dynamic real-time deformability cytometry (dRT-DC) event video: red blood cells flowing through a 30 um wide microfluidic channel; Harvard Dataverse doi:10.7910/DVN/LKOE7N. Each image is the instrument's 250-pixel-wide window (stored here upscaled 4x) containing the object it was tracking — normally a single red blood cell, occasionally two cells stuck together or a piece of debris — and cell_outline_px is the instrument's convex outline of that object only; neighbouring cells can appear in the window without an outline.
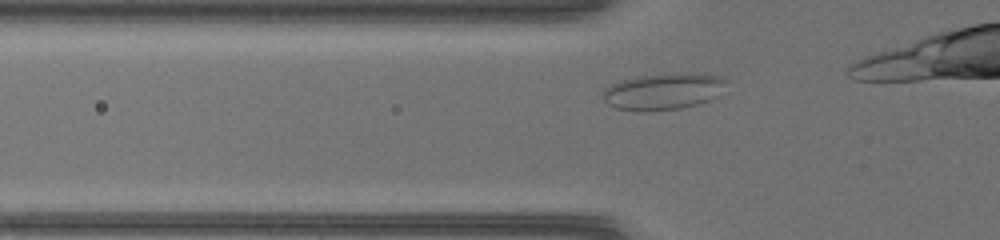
{"species": "common noctule bat (a hibernating species)", "species_latin": "Nyctalus noctula", "temperature_condition": "warm", "stored_images_in_passage": 8, "camera_frame_rate_fps": 3000, "um_per_image_px": 0.085, "animal": {"sex": "female", "body_mass_g": 17.0, "forearm_length_mm": 48.0}, "frame": {"image": 1, "passage_image": 3, "time_ms": 0.667, "image_size_px": [1000, 240], "cell_outline_px": [[724, 80], [716, 96], [708, 100], [696, 104], [680, 108], [652, 112], [636, 112], [616, 108], [608, 104], [604, 100], [604, 88], [620, 80], [636, 76], [680, 72], [692, 72], [716, 76]], "centroid_in_image_um": [56.27, 7.78], "position_along_channel_um": 69.5, "area_um2": 26.18}}
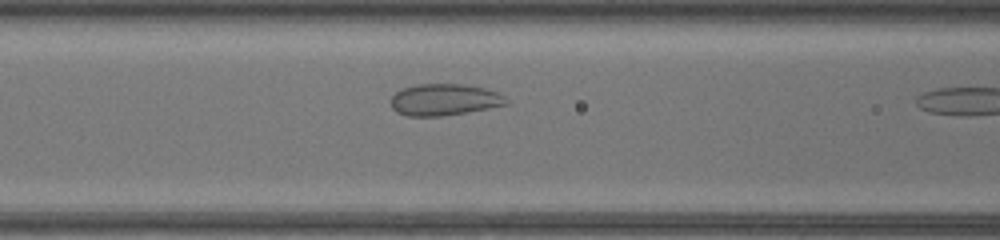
{"frame": {"image": 2, "passage_image": 7, "time_ms": 2.0, "image_size_px": [1000, 240], "cell_outline_px": [[508, 104], [464, 112], [440, 116], [408, 116], [396, 112], [392, 108], [392, 96], [396, 92], [404, 88], [416, 84], [460, 84], [484, 88], [496, 92], [504, 96], [508, 100]], "centroid_in_image_um": [37.74, 8.47], "position_along_channel_um": 128.9, "area_um2": 20.92}}